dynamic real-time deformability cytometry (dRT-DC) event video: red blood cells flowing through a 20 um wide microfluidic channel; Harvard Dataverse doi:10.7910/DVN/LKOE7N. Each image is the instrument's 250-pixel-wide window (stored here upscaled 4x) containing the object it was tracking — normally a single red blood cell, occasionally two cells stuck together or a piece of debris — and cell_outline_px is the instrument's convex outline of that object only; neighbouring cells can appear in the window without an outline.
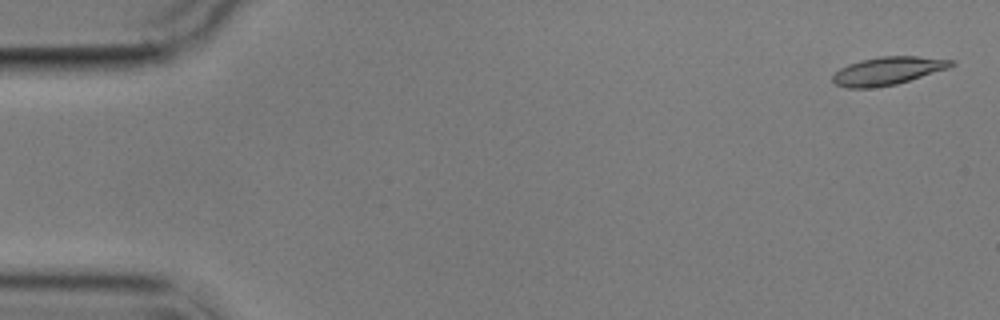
{"species": "common noctule bat (a hibernating species)", "species_latin": "Nyctalus noctula", "temperature_condition": "cold", "stored_images_in_passage": 4, "camera_frame_rate_fps": 3000, "um_per_image_px": 0.085, "animal": {"sex": "male", "body_mass_g": 17.9}, "frame": {"image": 1, "passage_image": 1, "time_ms": 0.0, "image_size_px": [1000, 320], "cell_outline_px": [[956, 64], [948, 68], [896, 84], [868, 88], [848, 88], [836, 84], [832, 80], [832, 76], [840, 68], [848, 64], [860, 60], [880, 56], [916, 56], [956, 60]], "centroid_in_image_um": [75.46, 6.01], "position_along_channel_um": 9.5, "area_um2": 19.25}}
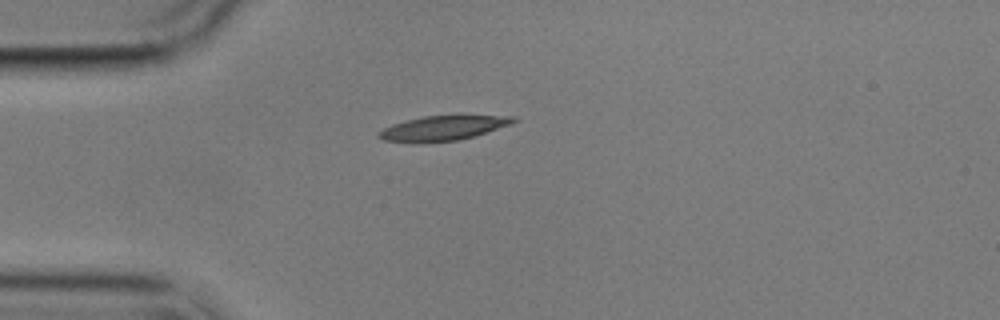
{"frame": {"image": 2, "passage_image": 4, "time_ms": 4.333, "image_size_px": [1000, 320], "cell_outline_px": [[520, 120], [512, 124], [476, 136], [456, 140], [384, 140], [376, 136], [384, 128], [392, 124], [424, 116], [516, 116]], "centroid_in_image_um": [37.79, 10.85], "position_along_channel_um": 47.2, "area_um2": 18.44}}